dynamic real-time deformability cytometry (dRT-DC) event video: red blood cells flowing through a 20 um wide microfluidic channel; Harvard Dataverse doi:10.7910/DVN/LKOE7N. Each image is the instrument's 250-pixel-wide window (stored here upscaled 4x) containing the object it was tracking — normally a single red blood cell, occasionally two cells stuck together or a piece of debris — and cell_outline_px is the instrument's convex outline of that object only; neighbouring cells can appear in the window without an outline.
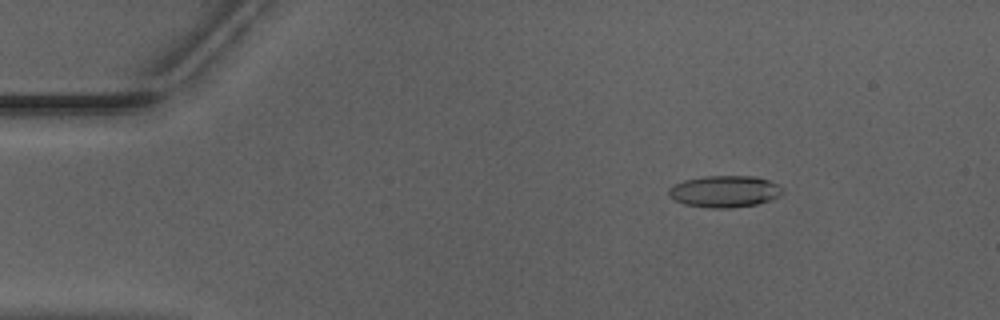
{"species": "Egyptian fruit bat (a non-hibernating species)", "species_latin": "Rousettus aegyptiacus", "temperature_condition": "warm", "stored_images_in_passage": 52, "camera_frame_rate_fps": 3000, "um_per_image_px": 0.085, "animal": {"sex": "male"}, "frame": {"image": 1, "passage_image": 8, "time_ms": 2.333, "image_size_px": [1000, 320], "cell_outline_px": [[784, 192], [780, 196], [756, 204], [728, 208], [708, 208], [684, 204], [668, 196], [668, 188], [684, 180], [704, 176], [756, 176], [768, 180], [784, 188]], "centroid_in_image_um": [61.59, 16.27], "position_along_channel_um": 23.4, "area_um2": 21.04}}
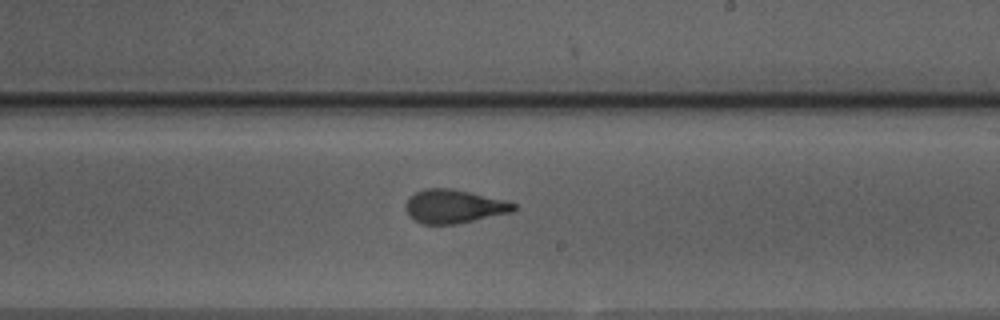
{"frame": {"image": 2, "passage_image": 31, "time_ms": 10.0, "image_size_px": [1000, 320], "cell_outline_px": [[516, 208], [512, 212], [456, 224], [424, 224], [408, 216], [404, 208], [404, 204], [408, 196], [424, 188], [448, 188], [468, 192], [504, 200], [516, 204]], "centroid_in_image_um": [38.52, 17.54], "position_along_channel_um": 250.5, "area_um2": 21.1}}
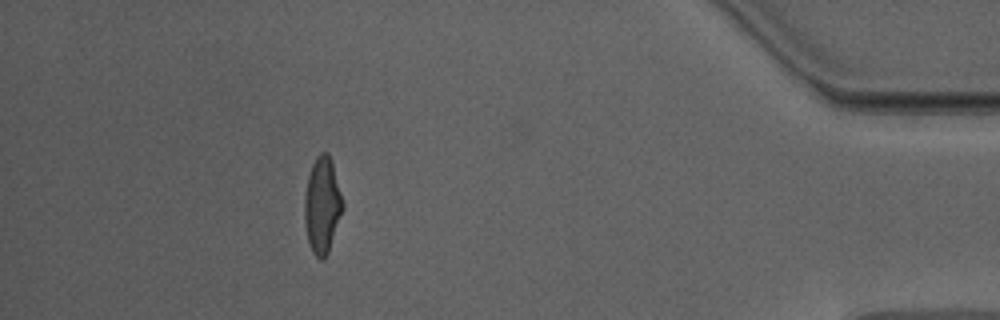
{"frame": {"image": 3, "passage_image": 47, "time_ms": 15.333, "image_size_px": [1000, 320], "cell_outline_px": [[344, 208], [328, 252], [324, 260], [320, 260], [312, 252], [308, 240], [304, 220], [304, 196], [308, 176], [312, 164], [316, 156], [320, 152], [328, 152], [332, 160], [344, 204]], "centroid_in_image_um": [27.39, 17.42], "position_along_channel_um": 407.8, "area_um2": 21.62}, "authors_computed_cell_mechanics": {"area_um2": 21.2415, "velocity_mm_per_s": 3.9807, "shape_relaxation_time_tau1_ms": 6.2332, "shape_relaxation_time_tau2_ms": 1.2387, "deformation_change_tau1": 0.2123, "deformation_change_tau2": 0.0983}}